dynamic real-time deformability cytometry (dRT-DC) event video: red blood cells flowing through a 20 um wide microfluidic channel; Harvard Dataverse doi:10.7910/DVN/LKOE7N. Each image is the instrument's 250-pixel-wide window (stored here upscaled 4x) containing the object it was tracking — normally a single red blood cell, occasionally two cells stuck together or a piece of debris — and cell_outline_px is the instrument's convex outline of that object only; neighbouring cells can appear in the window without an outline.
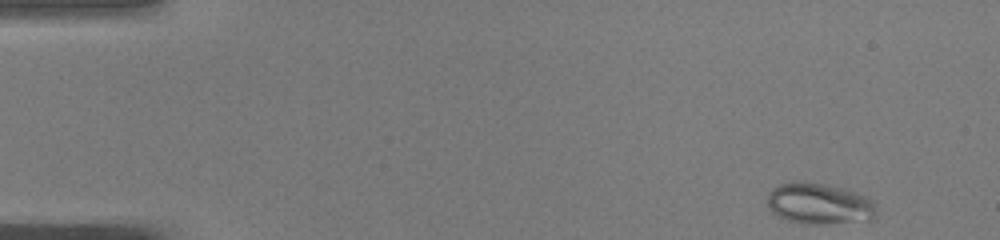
{"species": "common noctule bat (a hibernating species)", "species_latin": "Nyctalus noctula", "temperature_condition": "warm", "stored_images_in_passage": 47, "camera_frame_rate_fps": 3000, "um_per_image_px": 0.085, "animal": {"sex": "male", "body_mass_g": 19.0, "forearm_length_mm": 50.8}, "frame": {"image": 1, "passage_image": 1, "time_ms": 0.0, "image_size_px": [1000, 240], "cell_outline_px": [[872, 216], [868, 220], [812, 224], [804, 224], [788, 220], [772, 212], [768, 208], [768, 192], [776, 184], [792, 180], [804, 180], [824, 184], [840, 188], [864, 196], [872, 204]], "centroid_in_image_um": [69.47, 17.27], "position_along_channel_um": 15.5, "area_um2": 25.61}}
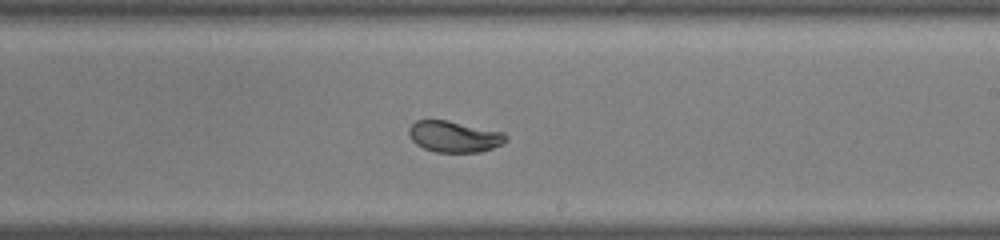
{"frame": {"image": 2, "passage_image": 27, "time_ms": 8.667, "image_size_px": [1000, 240], "cell_outline_px": [[508, 140], [492, 148], [480, 152], [436, 152], [424, 148], [416, 144], [412, 140], [408, 132], [408, 128], [416, 120], [448, 120], [504, 132], [508, 136]], "centroid_in_image_um": [38.61, 11.6], "position_along_channel_um": 250.4, "area_um2": 17.69}}
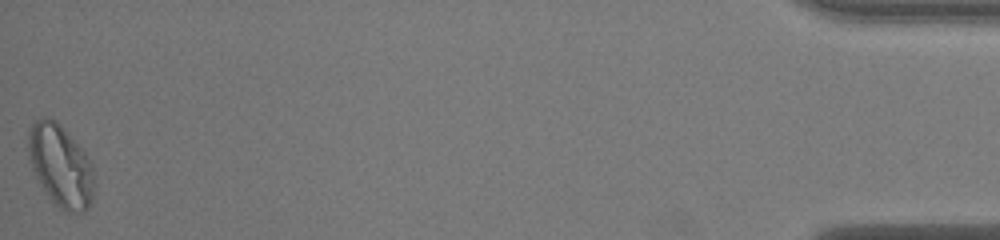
{"frame": {"image": 3, "passage_image": 47, "time_ms": 15.333, "image_size_px": [1000, 240], "cell_outline_px": [[92, 200], [88, 208], [84, 212], [64, 212], [52, 200], [36, 176], [28, 160], [28, 132], [32, 124], [36, 120], [44, 116], [48, 116], [56, 120], [60, 124], [84, 152], [92, 164]], "centroid_in_image_um": [5.12, 14.06], "position_along_channel_um": 430.1, "area_um2": 31.1}, "authors_computed_cell_mechanics": {"area_um2": 19.8832, "velocity_mm_per_s": 4.0556, "shape_relaxation_time_tau1_ms": 6.6207, "shape_relaxation_time_tau2_ms": null, "deformation_change_tau1": 0.1901, "deformation_change_tau2": null}}